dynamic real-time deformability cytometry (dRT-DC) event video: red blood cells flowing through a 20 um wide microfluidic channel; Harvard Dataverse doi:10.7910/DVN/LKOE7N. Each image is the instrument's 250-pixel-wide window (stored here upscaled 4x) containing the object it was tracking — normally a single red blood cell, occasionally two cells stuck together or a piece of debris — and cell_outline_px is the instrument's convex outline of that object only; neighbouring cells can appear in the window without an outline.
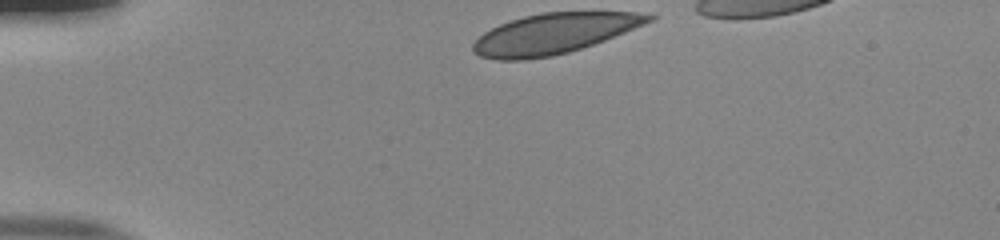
{"species": "human", "species_latin": "Homo sapiens", "temperature_condition": "room temperature", "stored_images_in_passage": 34, "camera_frame_rate_fps": 3000, "um_per_image_px": 0.085, "donor": {"sex": "male"}, "frame": {"image": 1, "passage_image": 1, "time_ms": 0.0, "image_size_px": [1000, 240], "cell_outline_px": [[656, 16], [652, 20], [644, 24], [604, 40], [568, 52], [552, 56], [524, 60], [500, 60], [480, 56], [472, 48], [472, 44], [484, 32], [500, 24], [524, 16], [540, 12], [636, 12]], "centroid_in_image_um": [47.06, 2.85], "position_along_channel_um": 37.9, "area_um2": 40.81}}
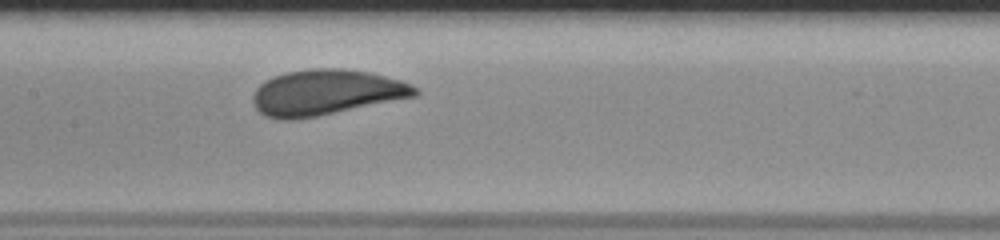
{"frame": {"image": 2, "passage_image": 16, "time_ms": 5.0, "image_size_px": [1000, 240], "cell_outline_px": [[420, 92], [416, 96], [316, 116], [292, 120], [280, 120], [264, 116], [256, 108], [252, 100], [252, 96], [256, 88], [260, 84], [284, 72], [312, 68], [340, 68], [368, 72], [400, 80], [412, 84]], "centroid_in_image_um": [27.69, 7.86], "position_along_channel_um": 179.7, "area_um2": 42.77}}
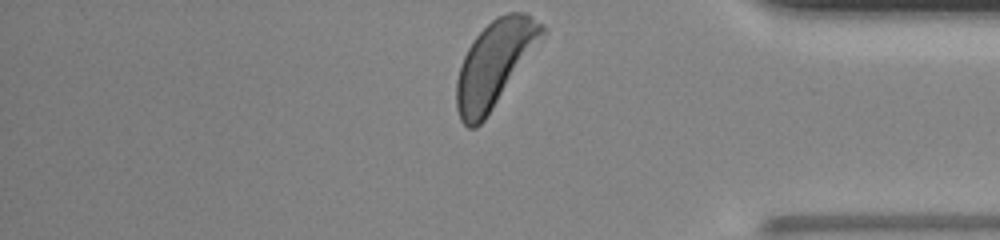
{"frame": {"image": 3, "passage_image": 34, "time_ms": 11.0, "image_size_px": [1000, 240], "cell_outline_px": [[544, 32], [484, 120], [476, 128], [468, 128], [460, 120], [456, 108], [456, 80], [460, 64], [468, 48], [476, 36], [496, 16], [508, 12], [524, 12], [544, 24]], "centroid_in_image_um": [41.96, 5.42], "position_along_channel_um": 393.2, "area_um2": 41.27}, "authors_computed_cell_mechanics": {"area_um2": 42.4541, "velocity_mm_per_s": 3.8391, "shape_relaxation_time_tau1_ms": 6.6745, "shape_relaxation_time_tau2_ms": null, "deformation_change_tau1": 0.1945, "deformation_change_tau2": null}}